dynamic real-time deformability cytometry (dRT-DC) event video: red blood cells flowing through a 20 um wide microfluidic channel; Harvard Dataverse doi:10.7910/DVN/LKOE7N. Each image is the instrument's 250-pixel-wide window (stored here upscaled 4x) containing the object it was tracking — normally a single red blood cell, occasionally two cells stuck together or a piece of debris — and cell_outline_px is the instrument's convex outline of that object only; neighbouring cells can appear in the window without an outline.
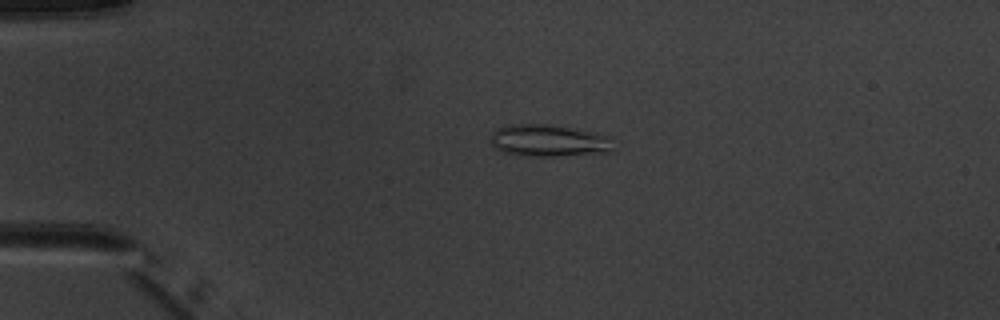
{"species": "common noctule bat (a hibernating species)", "species_latin": "Nyctalus noctula", "temperature_condition": "warm", "stored_images_in_passage": 6, "camera_frame_rate_fps": 3000, "um_per_image_px": 0.085, "animal": {"sex": "male", "body_mass_g": 20.1, "forearm_length_mm": 53.5}, "frame": {"image": 1, "passage_image": 6, "time_ms": 6.0, "image_size_px": [1000, 320], "cell_outline_px": [[612, 152], [556, 156], [528, 156], [500, 152], [492, 144], [488, 136], [496, 128], [508, 124], [548, 124], [596, 132], [608, 136]], "centroid_in_image_um": [46.56, 11.95], "position_along_channel_um": 38.4, "area_um2": 23.06}}